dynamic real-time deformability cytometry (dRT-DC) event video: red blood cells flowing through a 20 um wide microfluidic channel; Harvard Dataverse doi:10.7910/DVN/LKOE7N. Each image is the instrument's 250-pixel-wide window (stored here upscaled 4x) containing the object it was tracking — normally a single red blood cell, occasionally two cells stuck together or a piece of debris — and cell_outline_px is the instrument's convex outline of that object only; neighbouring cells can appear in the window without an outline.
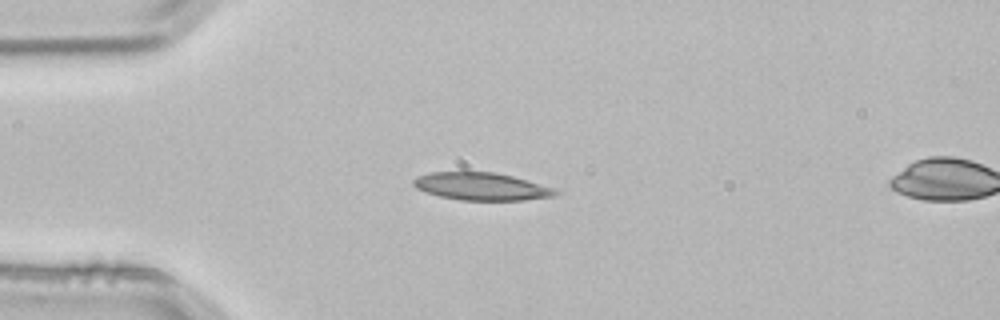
{"species": "common noctule bat (a hibernating species)", "species_latin": "Nyctalus noctula", "temperature_condition": "room temperature", "stored_images_in_passage": 2, "segment_of_instrument_passage": [1, 2], "camera_frame_rate_fps": 3000, "um_per_image_px": 0.085, "animal": {"sex": "male", "body_mass_g": 21.5, "forearm_length_mm": 52.0}, "frame": {"image": 1, "passage_image": 1, "time_ms": 0.0, "image_size_px": [1000, 320], "cell_outline_px": [[560, 192], [556, 196], [524, 200], [460, 200], [440, 196], [416, 188], [412, 184], [412, 180], [416, 176], [432, 172], [496, 172], [512, 176], [552, 188]], "centroid_in_image_um": [40.89, 15.85], "position_along_channel_um": 44.1, "area_um2": 22.66}}